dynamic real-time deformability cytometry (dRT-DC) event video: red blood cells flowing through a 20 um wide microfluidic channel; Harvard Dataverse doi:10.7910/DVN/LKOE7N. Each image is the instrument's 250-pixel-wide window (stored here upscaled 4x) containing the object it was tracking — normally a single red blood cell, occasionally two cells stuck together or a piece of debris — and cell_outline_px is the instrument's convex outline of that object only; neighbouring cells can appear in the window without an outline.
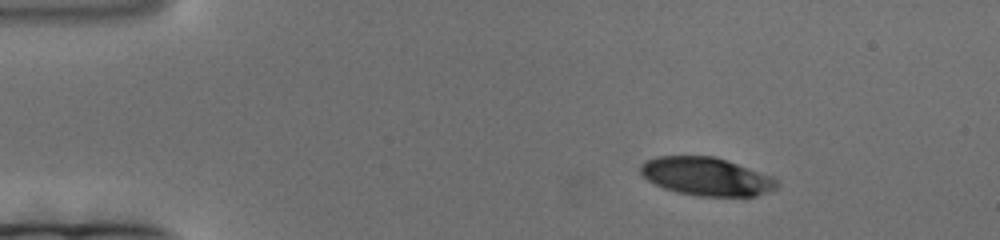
{"species": "human", "species_latin": "Homo sapiens", "temperature_condition": "cold", "stored_images_in_passage": 157, "camera_frame_rate_fps": 3000, "um_per_image_px": 0.085, "donor": {"sex": "female"}, "frame": {"image": 1, "passage_image": 1, "time_ms": 0.0, "image_size_px": [1000, 240], "cell_outline_px": [[780, 184], [776, 188], [768, 192], [756, 196], [700, 196], [676, 192], [664, 188], [648, 180], [640, 172], [640, 164], [644, 160], [656, 156], [716, 156], [776, 176], [780, 180]], "centroid_in_image_um": [60.11, 14.99], "position_along_channel_um": 24.9, "area_um2": 30.92}}
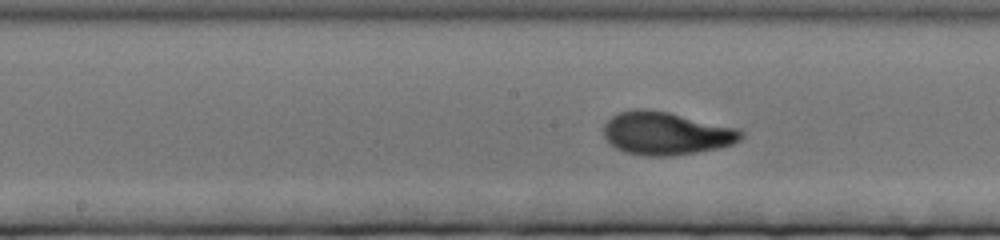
{"frame": {"image": 2, "passage_image": 67, "time_ms": 22.0, "image_size_px": [1000, 240], "cell_outline_px": [[744, 136], [740, 140], [732, 144], [720, 148], [672, 156], [644, 156], [624, 152], [608, 144], [604, 136], [604, 124], [616, 112], [632, 108], [644, 108], [668, 112], [740, 128], [744, 132]], "centroid_in_image_um": [56.61, 11.33], "position_along_channel_um": 191.6, "area_um2": 34.97}}
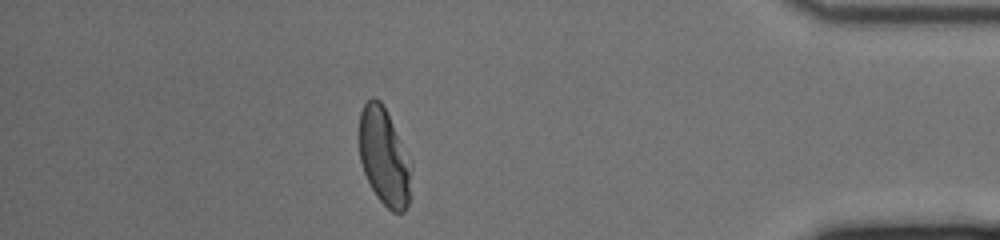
{"frame": {"image": 3, "passage_image": 134, "time_ms": 44.333, "image_size_px": [1000, 240], "cell_outline_px": [[412, 164], [408, 204], [404, 212], [392, 212], [376, 196], [364, 172], [360, 160], [360, 112], [364, 104], [372, 96], [380, 100], [412, 160]], "centroid_in_image_um": [32.68, 13.34], "position_along_channel_um": 402.5, "area_um2": 29.42}}